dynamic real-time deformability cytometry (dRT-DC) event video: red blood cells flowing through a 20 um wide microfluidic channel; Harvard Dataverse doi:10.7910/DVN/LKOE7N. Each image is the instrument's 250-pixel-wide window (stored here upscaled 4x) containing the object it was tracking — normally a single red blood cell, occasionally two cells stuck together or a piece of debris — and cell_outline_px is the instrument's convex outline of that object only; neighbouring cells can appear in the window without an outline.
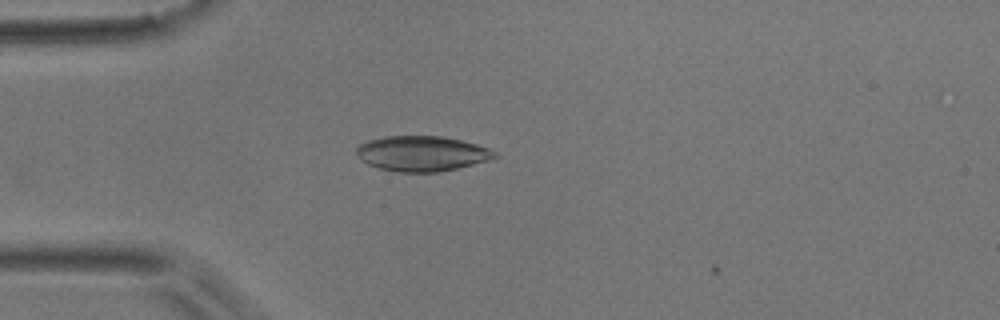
{"species": "common noctule bat (a hibernating species)", "species_latin": "Nyctalus noctula", "temperature_condition": "room temperature", "stored_images_in_passage": 2, "camera_frame_rate_fps": 3000, "um_per_image_px": 0.085, "animal": {"sex": "male", "body_mass_g": 17.9}, "frame": {"image": 1, "passage_image": 1, "time_ms": 0.0, "image_size_px": [1000, 320], "cell_outline_px": [[500, 156], [488, 160], [440, 172], [400, 172], [380, 168], [368, 164], [356, 152], [356, 148], [360, 144], [368, 140], [384, 136], [444, 136], [476, 144], [500, 152]], "centroid_in_image_um": [35.91, 13.04], "position_along_channel_um": 49.1, "area_um2": 28.26}}